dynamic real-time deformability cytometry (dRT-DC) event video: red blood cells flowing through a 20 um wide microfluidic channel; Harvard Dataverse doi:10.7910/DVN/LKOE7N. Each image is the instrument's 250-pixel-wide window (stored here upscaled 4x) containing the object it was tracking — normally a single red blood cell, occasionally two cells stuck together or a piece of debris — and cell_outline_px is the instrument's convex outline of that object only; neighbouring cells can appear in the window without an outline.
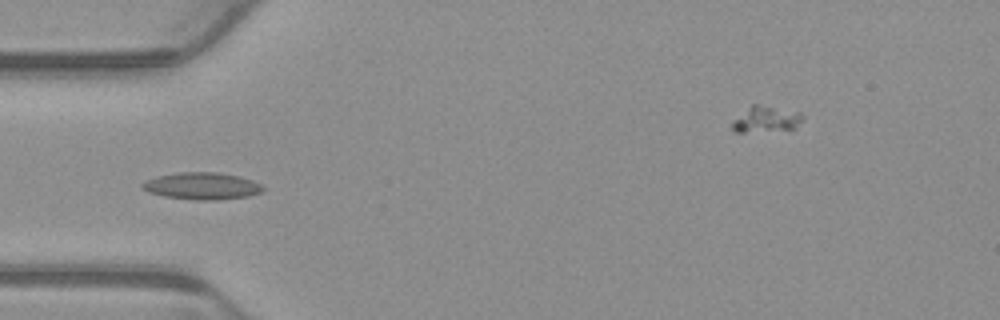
{"species": "common noctule bat (a hibernating species)", "species_latin": "Nyctalus noctula", "temperature_condition": "warm", "stored_images_in_passage": 6, "camera_frame_rate_fps": 3000, "um_per_image_px": 0.085, "animal": {"sex": "male", "body_mass_g": 23.1, "forearm_length_mm": 52.7}, "frame": {"image": 1, "passage_image": 5, "time_ms": 1.333, "image_size_px": [1000, 320], "cell_outline_px": [[264, 188], [260, 192], [248, 196], [216, 200], [196, 200], [164, 196], [148, 192], [140, 188], [140, 184], [144, 180], [156, 176], [180, 172], [216, 172], [240, 176], [252, 180], [260, 184]], "centroid_in_image_um": [17.11, 15.8], "position_along_channel_um": 67.9, "area_um2": 19.07}}
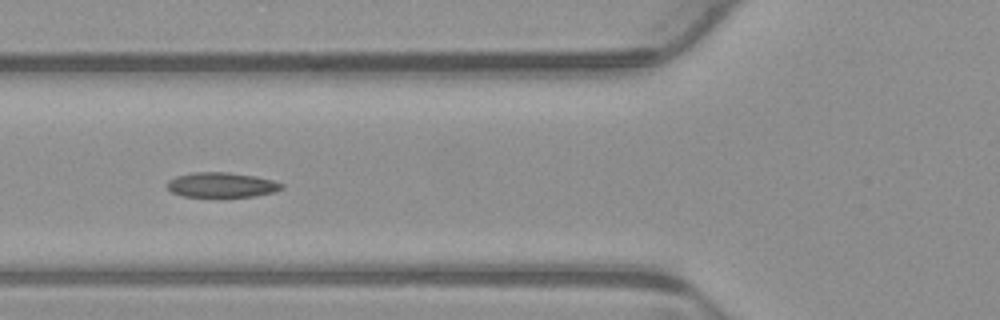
{"frame": {"image": 2, "passage_image": 6, "time_ms": 1.667, "image_size_px": [1000, 320], "cell_outline_px": [[284, 188], [272, 192], [256, 196], [184, 196], [172, 192], [164, 184], [168, 180], [176, 176], [192, 172], [228, 172], [256, 176], [272, 180], [284, 184]], "centroid_in_image_um": [18.82, 15.7], "position_along_channel_um": 107.0, "area_um2": 16.59}}